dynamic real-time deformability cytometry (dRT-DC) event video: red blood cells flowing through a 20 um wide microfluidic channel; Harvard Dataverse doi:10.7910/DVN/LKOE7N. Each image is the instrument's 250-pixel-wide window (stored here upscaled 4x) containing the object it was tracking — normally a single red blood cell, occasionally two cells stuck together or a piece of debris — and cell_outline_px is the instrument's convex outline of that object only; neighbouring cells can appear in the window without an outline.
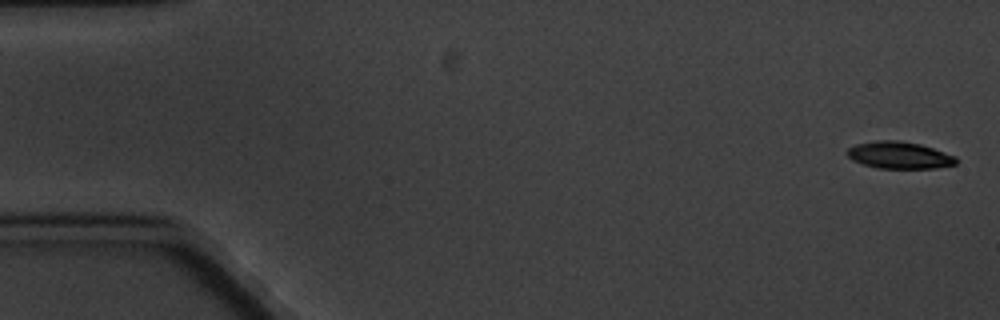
{"species": "common noctule bat (a hibernating species)", "species_latin": "Nyctalus noctula", "temperature_condition": "cold", "stored_images_in_passage": 8, "camera_frame_rate_fps": 3000, "um_per_image_px": 0.085, "animal": {"sex": "male", "body_mass_g": 20.1, "forearm_length_mm": 53.5}, "frame": {"image": 1, "passage_image": 1, "time_ms": 0.0, "image_size_px": [1000, 320], "cell_outline_px": [[956, 164], [936, 168], [876, 168], [852, 160], [848, 156], [848, 148], [856, 144], [876, 140], [896, 140], [920, 144], [956, 156]], "centroid_in_image_um": [76.43, 13.19], "position_along_channel_um": 8.6, "area_um2": 16.99}}
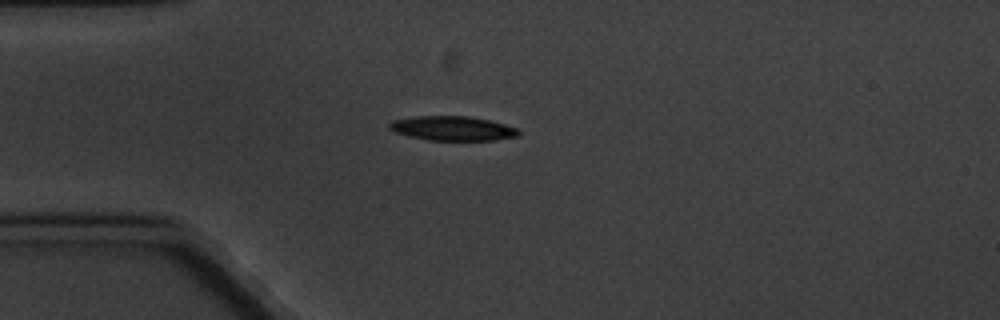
{"frame": {"image": 2, "passage_image": 5, "time_ms": 4.667, "image_size_px": [1000, 320], "cell_outline_px": [[520, 136], [496, 140], [428, 140], [408, 136], [392, 132], [388, 128], [388, 124], [392, 120], [416, 116], [468, 116], [488, 120], [504, 124], [516, 128], [520, 132]], "centroid_in_image_um": [38.43, 10.91], "position_along_channel_um": 46.6, "area_um2": 18.5}}
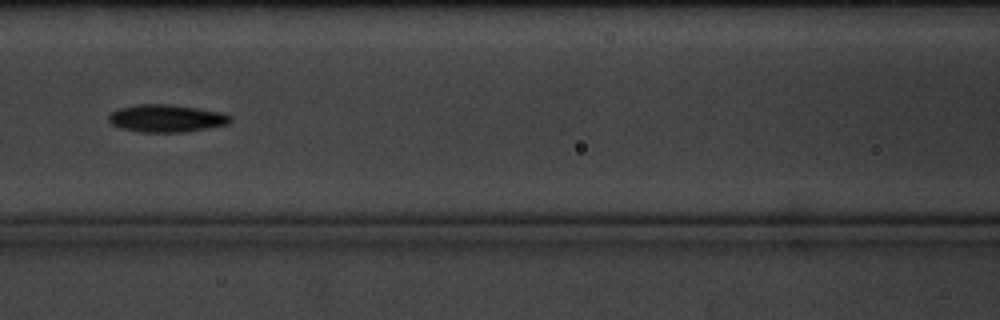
{"frame": {"image": 3, "passage_image": 8, "time_ms": 8.333, "image_size_px": [1000, 320], "cell_outline_px": [[232, 120], [228, 124], [208, 128], [184, 132], [140, 132], [120, 128], [112, 124], [108, 120], [108, 116], [112, 112], [120, 108], [136, 104], [168, 104], [224, 112], [232, 116]], "centroid_in_image_um": [14.16, 10.06], "position_along_channel_um": 152.4, "area_um2": 19.59}}